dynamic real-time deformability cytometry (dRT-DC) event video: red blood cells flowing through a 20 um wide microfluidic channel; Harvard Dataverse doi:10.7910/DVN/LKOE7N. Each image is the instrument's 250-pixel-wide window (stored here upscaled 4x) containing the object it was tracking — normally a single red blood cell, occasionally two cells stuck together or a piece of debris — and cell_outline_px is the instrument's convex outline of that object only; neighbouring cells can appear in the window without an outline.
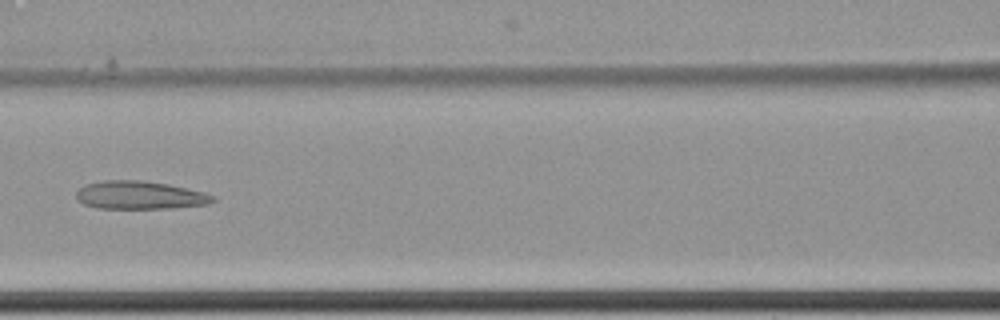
{"species": "common noctule bat (a hibernating species)", "species_latin": "Nyctalus noctula", "temperature_condition": "cold", "stored_images_in_passage": 9, "camera_frame_rate_fps": 3000, "um_per_image_px": 0.085, "animal": {"sex": "female", "body_mass_g": 22.7, "forearm_length_mm": 54.2}, "frame": {"image": 1, "passage_image": 9, "time_ms": 2.667, "image_size_px": [1000, 320], "cell_outline_px": [[216, 200], [208, 204], [172, 208], [96, 208], [84, 204], [76, 200], [76, 192], [84, 184], [104, 180], [144, 180], [168, 184], [204, 192], [216, 196]], "centroid_in_image_um": [11.88, 16.58], "position_along_channel_um": 154.7, "area_um2": 22.54}}